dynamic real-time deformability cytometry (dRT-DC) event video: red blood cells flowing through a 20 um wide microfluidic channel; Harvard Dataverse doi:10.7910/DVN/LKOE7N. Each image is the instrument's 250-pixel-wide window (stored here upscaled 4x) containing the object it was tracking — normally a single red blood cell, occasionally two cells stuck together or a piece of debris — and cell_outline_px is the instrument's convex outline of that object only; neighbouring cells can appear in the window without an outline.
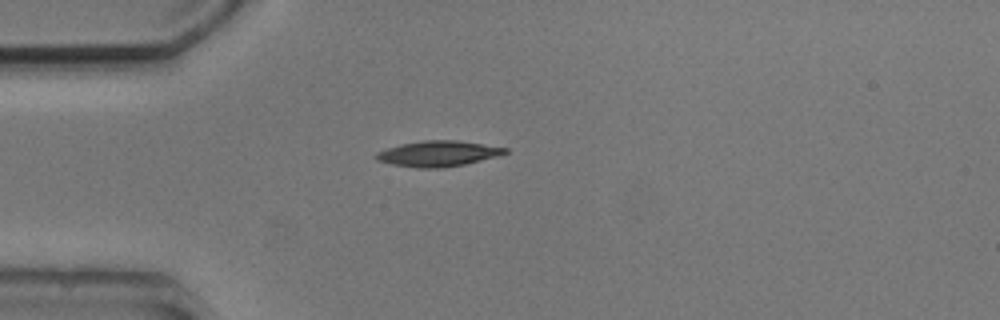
{"species": "common noctule bat (a hibernating species)", "species_latin": "Nyctalus noctula", "temperature_condition": "cold", "stored_images_in_passage": 1, "camera_frame_rate_fps": 3000, "um_per_image_px": 0.085, "animal": {"sex": "male", "body_mass_g": 20.5, "forearm_length_mm": 52.5}, "frame": {"image": 1, "passage_image": 1, "time_ms": 0.0, "image_size_px": [1000, 320], "cell_outline_px": [[508, 152], [496, 156], [464, 164], [440, 168], [416, 168], [392, 164], [376, 160], [372, 156], [376, 152], [400, 144], [424, 140], [460, 140], [508, 148]], "centroid_in_image_um": [37.19, 13.05], "position_along_channel_um": 47.8, "area_um2": 19.25}}